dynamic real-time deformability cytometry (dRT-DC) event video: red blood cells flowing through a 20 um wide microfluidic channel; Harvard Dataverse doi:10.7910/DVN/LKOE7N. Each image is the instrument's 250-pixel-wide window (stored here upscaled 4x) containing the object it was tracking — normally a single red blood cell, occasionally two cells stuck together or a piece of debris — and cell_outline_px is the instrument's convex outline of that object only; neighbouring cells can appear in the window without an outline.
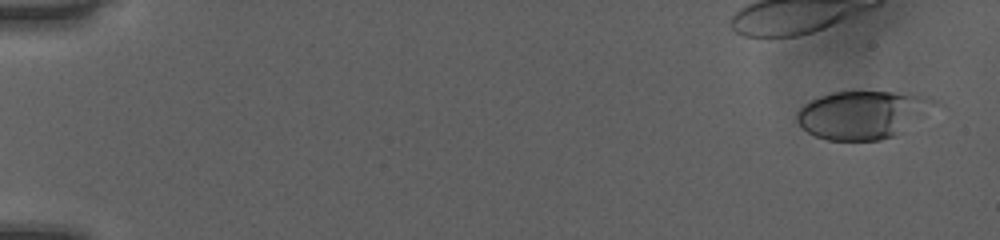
{"species": "human", "species_latin": "Homo sapiens", "temperature_condition": "room temperature", "stored_images_in_passage": 51, "camera_frame_rate_fps": 3000, "um_per_image_px": 0.085, "donor": {"sex": "female"}, "frame": {"image": 1, "passage_image": 2, "time_ms": 0.333, "image_size_px": [1000, 240], "cell_outline_px": [[948, 108], [908, 132], [896, 136], [880, 140], [828, 140], [816, 136], [800, 128], [796, 120], [796, 112], [804, 104], [820, 96], [832, 92], [920, 92], [932, 96], [944, 104]], "centroid_in_image_um": [73.67, 9.74], "position_along_channel_um": 11.3, "area_um2": 41.33}}
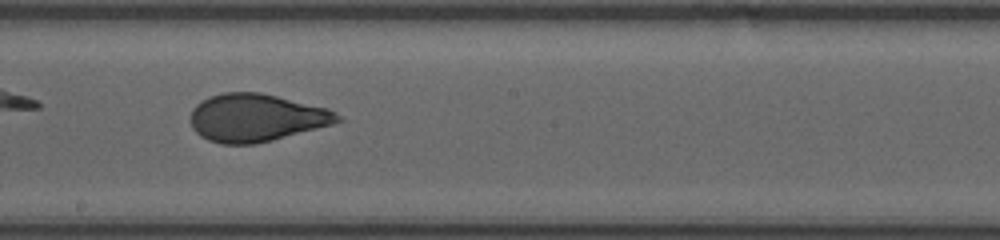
{"frame": {"image": 2, "passage_image": 30, "time_ms": 9.667, "image_size_px": [1000, 240], "cell_outline_px": [[344, 120], [332, 124], [272, 140], [256, 144], [220, 144], [208, 140], [200, 136], [192, 128], [192, 108], [196, 104], [212, 96], [224, 92], [260, 92], [328, 108], [336, 112]], "centroid_in_image_um": [21.78, 10.01], "position_along_channel_um": 226.4, "area_um2": 40.69}}
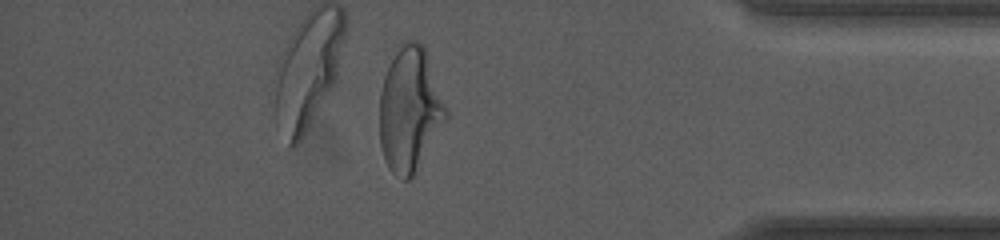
{"frame": {"image": 3, "passage_image": 45, "time_ms": 14.667, "image_size_px": [1000, 240], "cell_outline_px": [[448, 120], [412, 176], [408, 180], [404, 180], [396, 176], [388, 168], [380, 144], [380, 92], [384, 76], [396, 44], [400, 40], [412, 40], [424, 44], [448, 112]], "centroid_in_image_um": [34.83, 9.25], "position_along_channel_um": 400.4, "area_um2": 48.61}, "authors_computed_cell_mechanics": {"area_um2": 40.8646, "velocity_mm_per_s": 4.0274, "shape_relaxation_time_tau1_ms": 3.9092, "shape_relaxation_time_tau2_ms": 0.8072, "deformation_change_tau1": 0.1495, "deformation_change_tau2": 0.0628}}